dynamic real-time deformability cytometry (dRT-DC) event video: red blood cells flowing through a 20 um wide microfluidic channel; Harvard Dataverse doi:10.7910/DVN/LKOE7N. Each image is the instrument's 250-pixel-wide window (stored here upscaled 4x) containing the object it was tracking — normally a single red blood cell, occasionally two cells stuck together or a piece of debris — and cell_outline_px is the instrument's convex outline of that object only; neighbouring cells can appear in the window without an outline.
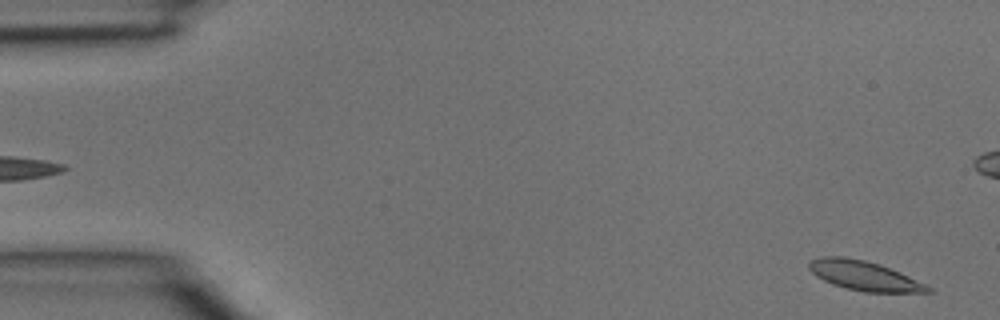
{"species": "common noctule bat (a hibernating species)", "species_latin": "Nyctalus noctula", "temperature_condition": "room temperature", "stored_images_in_passage": 41, "camera_frame_rate_fps": 3000, "um_per_image_px": 0.085, "animal": {"sex": "male", "body_mass_g": 15.6}, "frame": {"image": 1, "passage_image": 1, "time_ms": 0.0, "image_size_px": [1000, 320], "cell_outline_px": [[936, 292], [864, 292], [844, 288], [832, 284], [816, 276], [808, 268], [808, 264], [812, 260], [820, 256], [844, 256], [864, 260], [880, 264], [900, 272], [932, 288]], "centroid_in_image_um": [73.43, 23.43], "position_along_channel_um": 11.6, "area_um2": 20.4}}
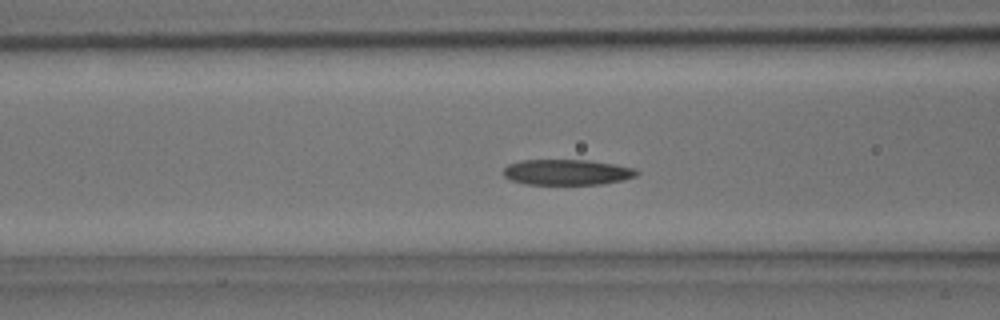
{"frame": {"image": 2, "passage_image": 15, "time_ms": 4.667, "image_size_px": [1000, 320], "cell_outline_px": [[640, 172], [636, 176], [624, 180], [600, 184], [528, 184], [508, 180], [504, 176], [504, 168], [508, 164], [524, 160], [588, 160], [616, 164], [636, 168]], "centroid_in_image_um": [48.23, 14.63], "position_along_channel_um": 118.4, "area_um2": 20.0}}
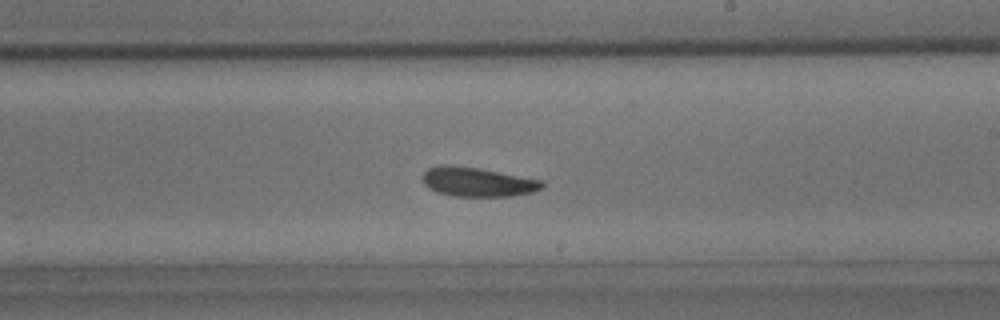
{"frame": {"image": 3, "passage_image": 23, "time_ms": 7.333, "image_size_px": [1000, 320], "cell_outline_px": [[544, 188], [532, 192], [512, 196], [452, 196], [436, 192], [428, 188], [424, 184], [424, 172], [428, 168], [444, 164], [448, 164], [480, 168], [544, 180]], "centroid_in_image_um": [40.62, 15.46], "position_along_channel_um": 248.4, "area_um2": 20.58}}